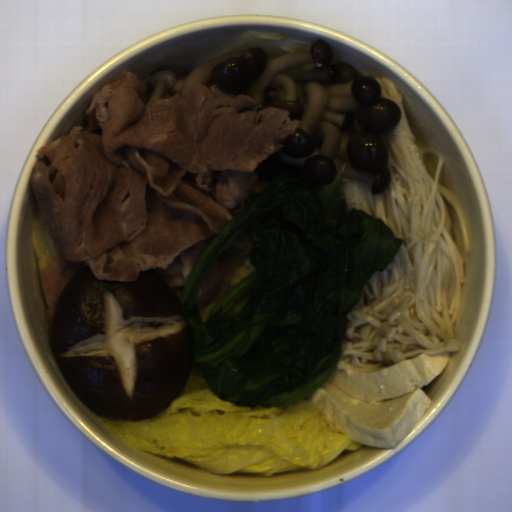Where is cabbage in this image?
Instances as JSON below:
<instances>
[{
  "label": "cabbage",
  "mask_w": 512,
  "mask_h": 512,
  "mask_svg": "<svg viewBox=\"0 0 512 512\" xmlns=\"http://www.w3.org/2000/svg\"><path fill=\"white\" fill-rule=\"evenodd\" d=\"M30 236L37 265L41 273L44 268H47L49 260L59 251L56 248L55 241L51 237L49 227L46 231L43 230L38 213L32 223Z\"/></svg>",
  "instance_id": "3"
},
{
  "label": "cabbage",
  "mask_w": 512,
  "mask_h": 512,
  "mask_svg": "<svg viewBox=\"0 0 512 512\" xmlns=\"http://www.w3.org/2000/svg\"><path fill=\"white\" fill-rule=\"evenodd\" d=\"M203 378L193 361L181 396L145 420L96 415L131 449L222 475L318 470L367 446L338 431L306 397L282 408L244 407L218 397Z\"/></svg>",
  "instance_id": "1"
},
{
  "label": "cabbage",
  "mask_w": 512,
  "mask_h": 512,
  "mask_svg": "<svg viewBox=\"0 0 512 512\" xmlns=\"http://www.w3.org/2000/svg\"><path fill=\"white\" fill-rule=\"evenodd\" d=\"M313 41H304L288 37L285 33L269 31H246L241 35L220 45L195 63V69L207 60L216 58L231 51H245L252 48H263L267 55V63L287 52H307L311 50Z\"/></svg>",
  "instance_id": "2"
}]
</instances>
